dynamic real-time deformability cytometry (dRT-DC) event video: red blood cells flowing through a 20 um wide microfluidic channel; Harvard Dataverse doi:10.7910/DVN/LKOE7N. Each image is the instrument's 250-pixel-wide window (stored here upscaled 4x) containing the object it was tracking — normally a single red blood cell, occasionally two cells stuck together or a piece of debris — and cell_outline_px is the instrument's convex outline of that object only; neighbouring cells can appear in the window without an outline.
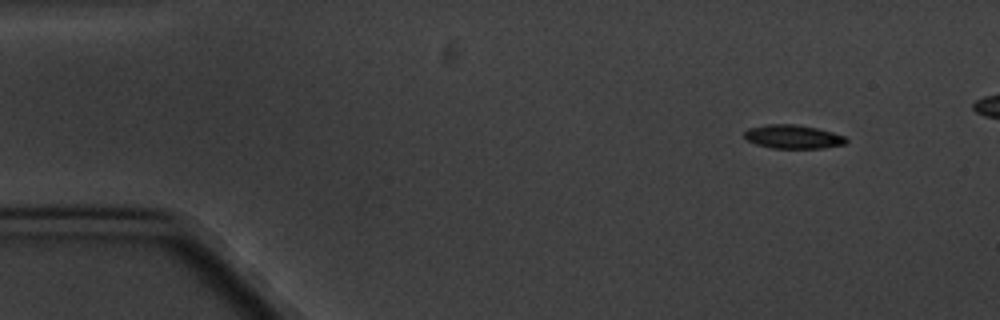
{"species": "common noctule bat (a hibernating species)", "species_latin": "Nyctalus noctula", "temperature_condition": "cold", "stored_images_in_passage": 9, "camera_frame_rate_fps": 3000, "um_per_image_px": 0.085, "animal": {"sex": "male", "body_mass_g": 20.1, "forearm_length_mm": 53.5}, "frame": {"image": 1, "passage_image": 1, "time_ms": 0.0, "image_size_px": [1000, 320], "cell_outline_px": [[848, 140], [844, 144], [824, 148], [772, 148], [756, 144], [748, 140], [744, 136], [744, 132], [748, 128], [768, 124], [796, 124], [816, 128], [832, 132], [844, 136]], "centroid_in_image_um": [67.4, 11.62], "position_along_channel_um": 17.6, "area_um2": 13.99}}
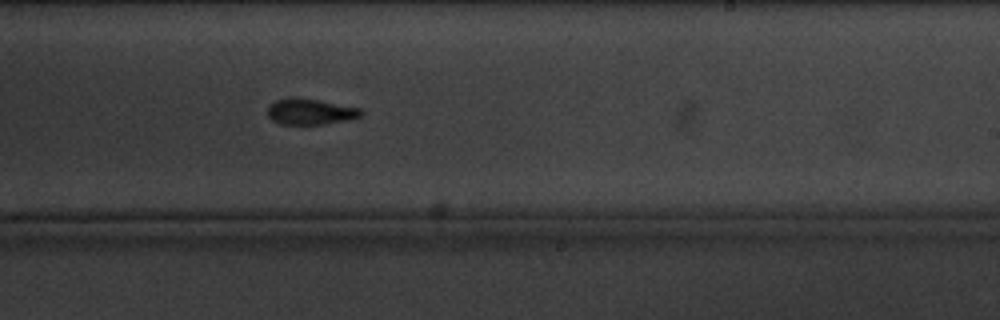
{"frame": {"image": 2, "passage_image": 9, "time_ms": 10.0, "image_size_px": [1000, 320], "cell_outline_px": [[364, 112], [360, 116], [344, 120], [324, 124], [280, 124], [272, 120], [268, 116], [268, 104], [276, 100], [320, 100], [360, 108]], "centroid_in_image_um": [26.38, 9.52], "position_along_channel_um": 262.6, "area_um2": 13.53}}